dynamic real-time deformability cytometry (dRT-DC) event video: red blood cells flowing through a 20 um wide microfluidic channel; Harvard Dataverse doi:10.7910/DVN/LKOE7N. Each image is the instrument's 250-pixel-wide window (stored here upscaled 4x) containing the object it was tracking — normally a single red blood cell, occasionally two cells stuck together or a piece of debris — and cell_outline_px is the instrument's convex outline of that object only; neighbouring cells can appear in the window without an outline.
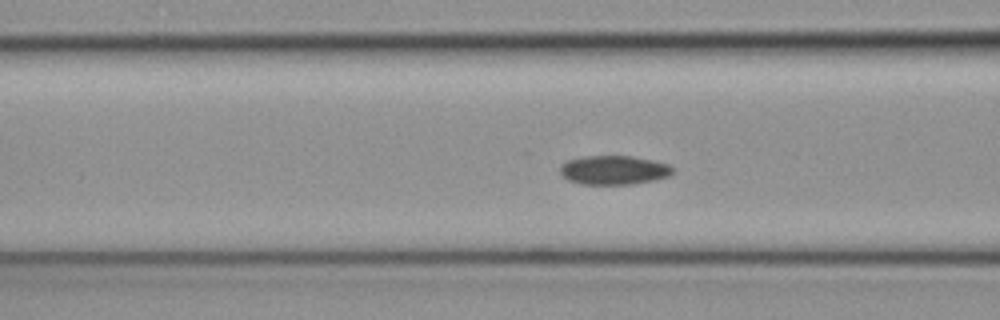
{"species": "common noctule bat (a hibernating species)", "species_latin": "Nyctalus noctula", "temperature_condition": "cold", "stored_images_in_passage": 49, "camera_frame_rate_fps": 3000, "um_per_image_px": 0.085, "animal": {"sex": "female", "body_mass_g": 19.3, "forearm_length_mm": 54.1}, "frame": {"image": 1, "passage_image": 22, "time_ms": 7.0, "image_size_px": [1000, 320], "cell_outline_px": [[676, 168], [668, 176], [652, 180], [632, 184], [580, 184], [568, 180], [560, 172], [560, 168], [568, 160], [584, 156], [632, 156], [652, 160], [668, 164]], "centroid_in_image_um": [52.19, 14.45], "position_along_channel_um": 114.4, "area_um2": 18.9}}
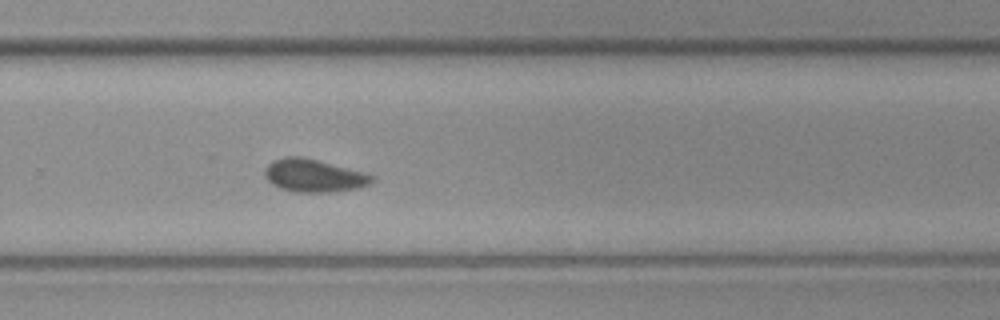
{"frame": {"image": 2, "passage_image": 36, "time_ms": 11.667, "image_size_px": [1000, 320], "cell_outline_px": [[376, 176], [368, 184], [360, 188], [336, 192], [296, 192], [280, 188], [272, 184], [264, 176], [264, 168], [272, 160], [284, 156], [300, 156], [364, 172]], "centroid_in_image_um": [26.65, 14.93], "position_along_channel_um": 303.2, "area_um2": 20.58}}
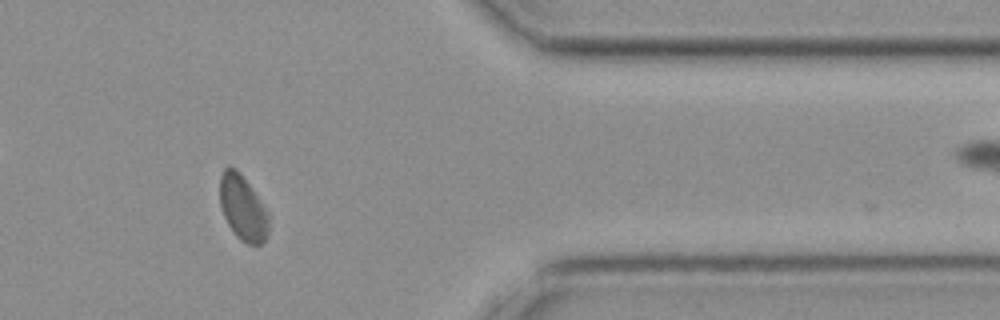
{"frame": {"image": 3, "passage_image": 44, "time_ms": 14.333, "image_size_px": [1000, 320], "cell_outline_px": [[268, 236], [260, 244], [248, 244], [240, 240], [236, 236], [228, 224], [224, 216], [220, 204], [220, 176], [224, 168], [228, 164], [236, 168], [240, 172], [268, 212]], "centroid_in_image_um": [20.62, 17.65], "position_along_channel_um": 390.8, "area_um2": 18.5}}